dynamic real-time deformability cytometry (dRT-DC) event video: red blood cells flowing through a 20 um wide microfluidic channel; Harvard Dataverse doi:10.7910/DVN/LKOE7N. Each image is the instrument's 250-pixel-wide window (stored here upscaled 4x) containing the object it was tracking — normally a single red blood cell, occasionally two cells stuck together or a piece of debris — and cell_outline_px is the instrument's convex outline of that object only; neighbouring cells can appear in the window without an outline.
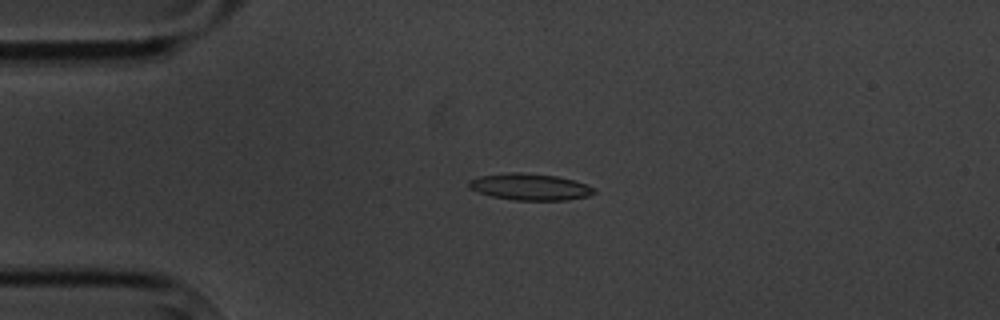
{"species": "common noctule bat (a hibernating species)", "species_latin": "Nyctalus noctula", "temperature_condition": "cold", "stored_images_in_passage": 6, "camera_frame_rate_fps": 3000, "um_per_image_px": 0.085, "animal": {"sex": "male", "body_mass_g": 20.1, "forearm_length_mm": 53.5}, "frame": {"image": 1, "passage_image": 4, "time_ms": 4.333, "image_size_px": [1000, 320], "cell_outline_px": [[596, 192], [588, 196], [568, 200], [516, 200], [492, 196], [468, 188], [468, 180], [480, 176], [512, 172], [520, 172], [560, 176], [588, 184]], "centroid_in_image_um": [45.06, 15.87], "position_along_channel_um": 39.9, "area_um2": 19.42}}
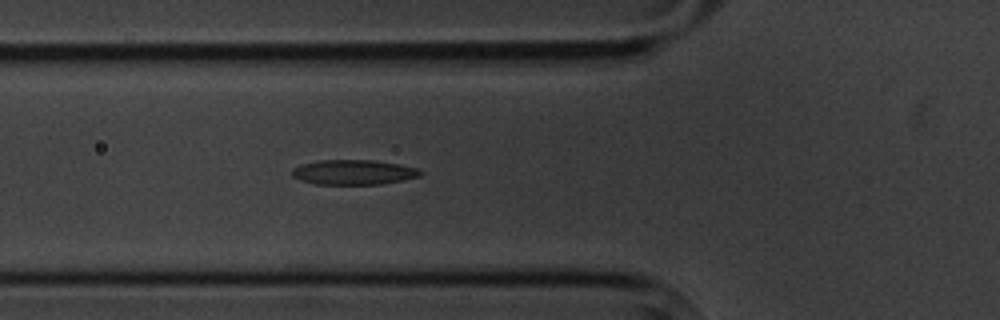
{"frame": {"image": 2, "passage_image": 6, "time_ms": 6.667, "image_size_px": [1000, 320], "cell_outline_px": [[424, 172], [420, 176], [404, 180], [380, 184], [316, 184], [300, 180], [292, 176], [292, 168], [300, 164], [316, 160], [372, 160], [400, 164], [420, 168]], "centroid_in_image_um": [30.07, 14.63], "position_along_channel_um": 95.7, "area_um2": 18.84}}